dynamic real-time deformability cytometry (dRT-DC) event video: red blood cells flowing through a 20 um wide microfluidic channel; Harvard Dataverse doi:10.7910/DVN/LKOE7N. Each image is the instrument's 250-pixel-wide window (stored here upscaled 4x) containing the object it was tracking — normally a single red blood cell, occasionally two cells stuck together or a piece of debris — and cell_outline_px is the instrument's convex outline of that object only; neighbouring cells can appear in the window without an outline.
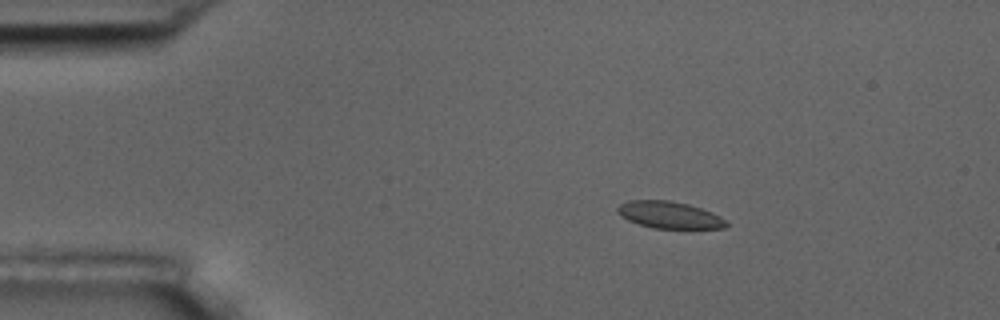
{"species": "common noctule bat (a hibernating species)", "species_latin": "Nyctalus noctula", "temperature_condition": "room temperature", "stored_images_in_passage": 5, "camera_frame_rate_fps": 3000, "um_per_image_px": 0.085, "animal": {"sex": "male", "body_mass_g": 17.5, "forearm_length_mm": 52.3}, "frame": {"image": 1, "passage_image": 2, "time_ms": 1.0, "image_size_px": [1000, 320], "cell_outline_px": [[728, 224], [724, 228], [652, 228], [628, 220], [620, 216], [616, 212], [616, 208], [620, 204], [628, 200], [672, 200], [688, 204], [712, 212], [728, 220]], "centroid_in_image_um": [56.89, 18.26], "position_along_channel_um": 28.1, "area_um2": 17.17}}